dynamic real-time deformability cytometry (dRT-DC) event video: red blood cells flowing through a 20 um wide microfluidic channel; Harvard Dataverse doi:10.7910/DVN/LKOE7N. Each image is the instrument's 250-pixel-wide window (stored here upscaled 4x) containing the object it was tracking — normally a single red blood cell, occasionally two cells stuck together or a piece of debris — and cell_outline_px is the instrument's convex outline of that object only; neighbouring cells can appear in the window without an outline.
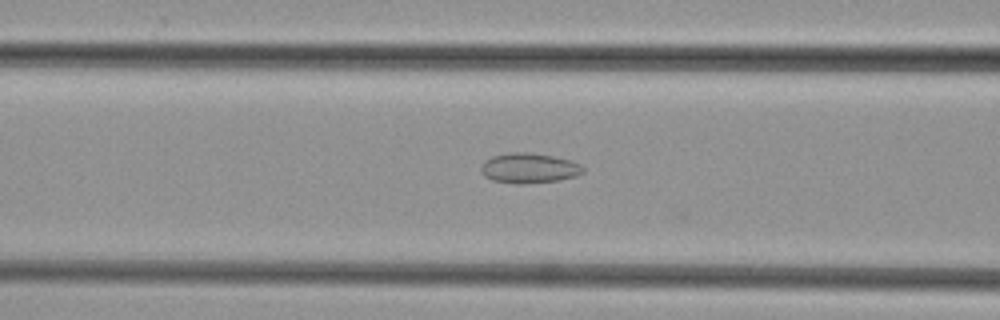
{"species": "common noctule bat (a hibernating species)", "species_latin": "Nyctalus noctula", "temperature_condition": "cold", "stored_images_in_passage": 33, "camera_frame_rate_fps": 3000, "um_per_image_px": 0.085, "animal": {"sex": "female", "body_mass_g": 29.2, "forearm_length_mm": 56.3}, "frame": {"image": 1, "passage_image": 4, "time_ms": 1.0, "image_size_px": [1000, 320], "cell_outline_px": [[584, 172], [576, 176], [560, 180], [524, 184], [516, 184], [492, 180], [484, 176], [480, 168], [484, 160], [492, 156], [508, 152], [528, 152], [552, 156], [572, 160], [580, 164], [584, 168]], "centroid_in_image_um": [44.97, 14.29], "position_along_channel_um": 121.6, "area_um2": 18.09}}
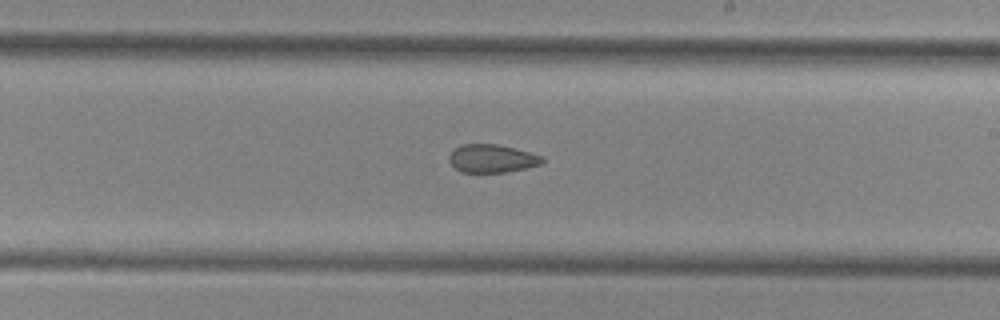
{"frame": {"image": 2, "passage_image": 13, "time_ms": 4.0, "image_size_px": [1000, 320], "cell_outline_px": [[544, 160], [540, 164], [524, 168], [504, 172], [460, 172], [448, 160], [448, 156], [452, 148], [460, 144], [496, 144], [544, 156]], "centroid_in_image_um": [41.75, 13.46], "position_along_channel_um": 247.2, "area_um2": 15.2}}
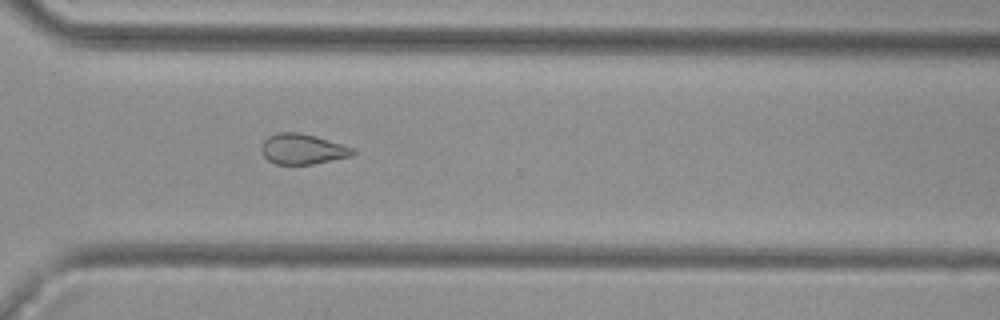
{"frame": {"image": 3, "passage_image": 20, "time_ms": 6.333, "image_size_px": [1000, 320], "cell_outline_px": [[356, 152], [352, 156], [312, 164], [276, 164], [268, 160], [260, 152], [260, 148], [264, 140], [268, 136], [280, 132], [300, 132], [356, 148]], "centroid_in_image_um": [25.71, 12.67], "position_along_channel_um": 344.9, "area_um2": 16.24}}